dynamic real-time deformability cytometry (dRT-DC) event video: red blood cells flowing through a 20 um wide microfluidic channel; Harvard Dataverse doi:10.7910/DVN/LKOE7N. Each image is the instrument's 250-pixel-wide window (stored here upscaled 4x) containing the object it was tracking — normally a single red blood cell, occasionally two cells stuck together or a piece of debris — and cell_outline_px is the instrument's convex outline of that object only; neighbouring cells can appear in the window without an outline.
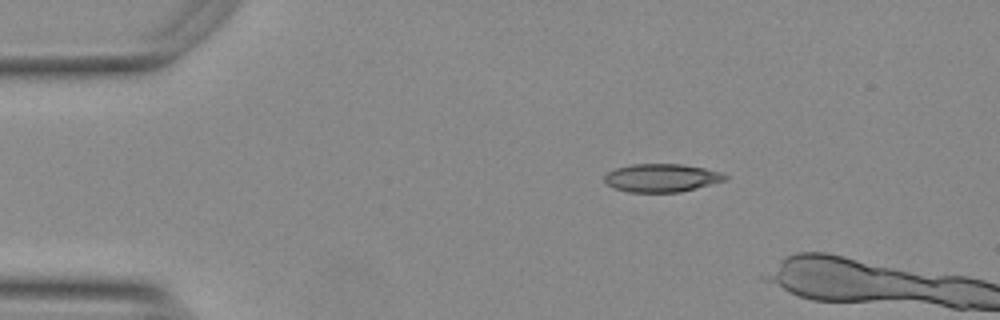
{"species": "Egyptian fruit bat (a non-hibernating species)", "species_latin": "Rousettus aegyptiacus", "temperature_condition": "warm", "stored_images_in_passage": 4, "camera_frame_rate_fps": 3000, "um_per_image_px": 0.085, "animal": {"sex": "female"}, "frame": {"image": 1, "passage_image": 1, "time_ms": 0.0, "image_size_px": [1000, 320], "cell_outline_px": [[728, 180], [680, 192], [628, 192], [612, 188], [604, 180], [604, 176], [608, 172], [616, 168], [632, 164], [680, 164], [704, 168], [720, 172], [728, 176]], "centroid_in_image_um": [56.24, 15.12], "position_along_channel_um": 28.8, "area_um2": 19.83}}